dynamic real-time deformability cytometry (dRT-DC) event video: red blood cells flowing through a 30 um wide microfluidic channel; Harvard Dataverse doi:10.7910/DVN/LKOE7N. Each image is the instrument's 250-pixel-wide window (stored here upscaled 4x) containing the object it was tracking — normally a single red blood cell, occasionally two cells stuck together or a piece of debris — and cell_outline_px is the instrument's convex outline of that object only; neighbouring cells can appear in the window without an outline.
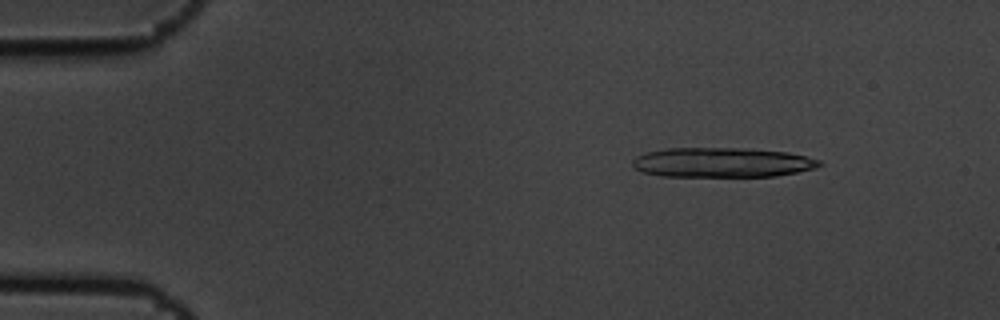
{"species": "common noctule bat (a hibernating species)", "species_latin": "Nyctalus noctula", "temperature_condition": "cold", "stored_images_in_passage": 8, "camera_frame_rate_fps": 3000, "um_per_image_px": 0.085, "animal": {"sex": "male", "body_mass_g": 19.5, "forearm_length_mm": 54.6}, "frame": {"image": 1, "passage_image": 2, "time_ms": 0.333, "image_size_px": [1000, 320], "cell_outline_px": [[824, 164], [816, 168], [776, 176], [660, 176], [640, 172], [632, 168], [632, 160], [636, 156], [644, 152], [668, 148], [748, 148], [788, 152], [820, 160]], "centroid_in_image_um": [61.33, 13.8], "position_along_channel_um": 23.7, "area_um2": 32.66}}
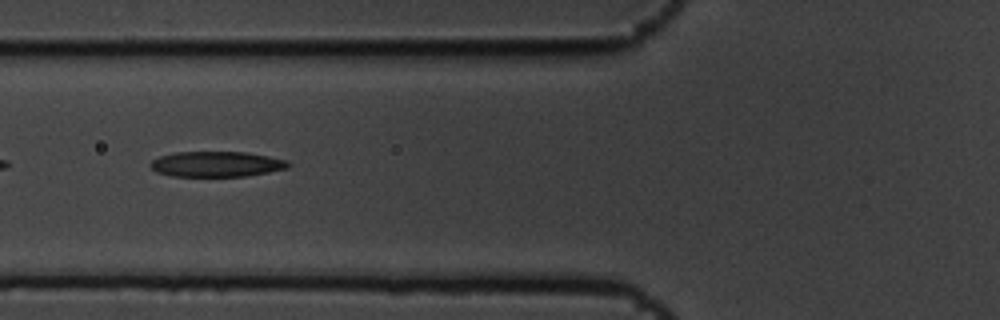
{"frame": {"image": 2, "passage_image": 6, "time_ms": 1.667, "image_size_px": [1000, 320], "cell_outline_px": [[292, 164], [288, 168], [248, 176], [172, 176], [156, 172], [148, 164], [152, 160], [160, 156], [176, 152], [244, 152], [268, 156], [288, 160]], "centroid_in_image_um": [18.42, 13.95], "position_along_channel_um": 107.4, "area_um2": 20.46}}
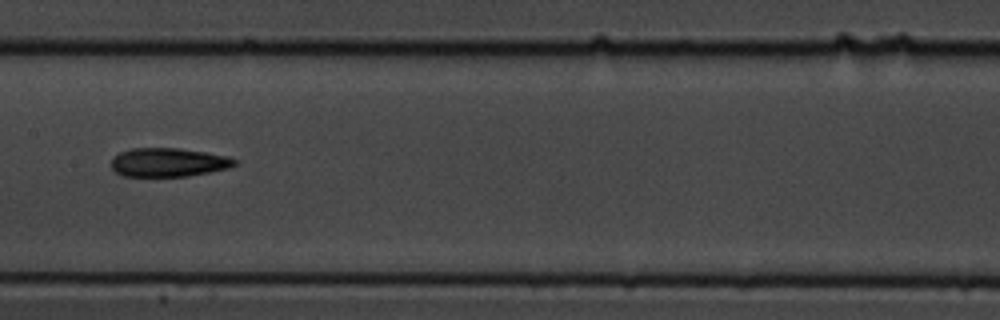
{"frame": {"image": 3, "passage_image": 8, "time_ms": 2.333, "image_size_px": [1000, 320], "cell_outline_px": [[236, 164], [228, 168], [188, 176], [124, 176], [116, 172], [112, 168], [112, 156], [120, 152], [132, 148], [180, 148], [228, 156], [236, 160]], "centroid_in_image_um": [14.29, 13.79], "position_along_channel_um": 193.1, "area_um2": 20.58}}